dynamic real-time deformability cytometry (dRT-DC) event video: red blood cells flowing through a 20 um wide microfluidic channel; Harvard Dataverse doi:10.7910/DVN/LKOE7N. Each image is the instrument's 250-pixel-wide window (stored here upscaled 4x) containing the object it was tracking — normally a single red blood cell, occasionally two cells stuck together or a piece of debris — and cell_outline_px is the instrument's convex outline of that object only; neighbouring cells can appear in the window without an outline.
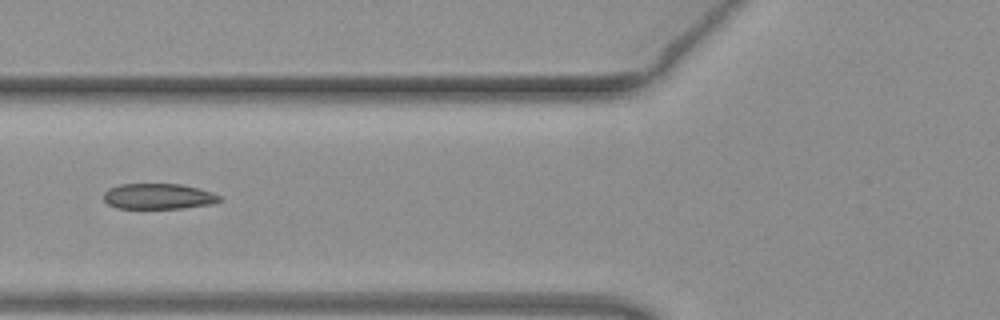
{"species": "common noctule bat (a hibernating species)", "species_latin": "Nyctalus noctula", "temperature_condition": "warm", "stored_images_in_passage": 17, "camera_frame_rate_fps": 3000, "um_per_image_px": 0.085, "animal": {"sex": "female", "body_mass_g": 19.3, "forearm_length_mm": 54.1}, "frame": {"image": 1, "passage_image": 8, "time_ms": 2.333, "image_size_px": [1000, 320], "cell_outline_px": [[220, 200], [212, 204], [184, 208], [116, 208], [108, 204], [104, 200], [104, 192], [108, 188], [120, 184], [180, 184], [200, 188], [212, 192], [220, 196]], "centroid_in_image_um": [13.45, 16.68], "position_along_channel_um": 112.3, "area_um2": 17.34}}